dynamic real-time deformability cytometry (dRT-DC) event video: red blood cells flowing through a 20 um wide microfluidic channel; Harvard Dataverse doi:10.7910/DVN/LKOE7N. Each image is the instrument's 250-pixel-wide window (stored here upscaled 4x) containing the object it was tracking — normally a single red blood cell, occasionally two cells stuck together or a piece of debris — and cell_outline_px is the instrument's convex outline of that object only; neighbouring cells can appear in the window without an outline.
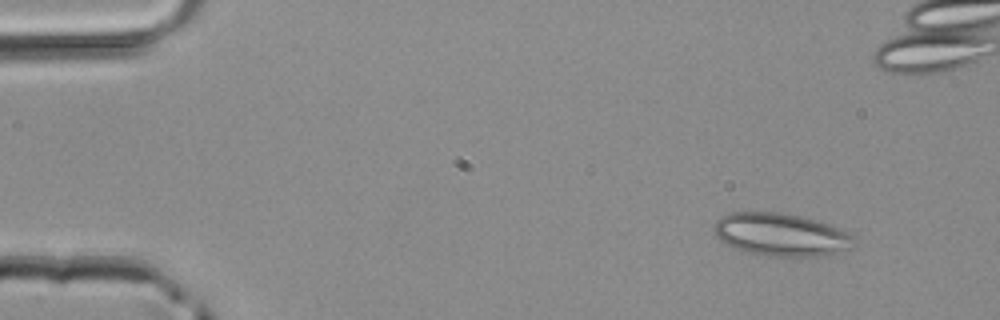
{"species": "common noctule bat (a hibernating species)", "species_latin": "Nyctalus noctula", "temperature_condition": "room temperature", "stored_images_in_passage": 3, "camera_frame_rate_fps": 3000, "um_per_image_px": 0.085, "animal": {"sex": "male", "body_mass_g": 20.4}, "frame": {"image": 1, "passage_image": 1, "time_ms": 0.0, "image_size_px": [1000, 320], "cell_outline_px": [[856, 244], [852, 248], [820, 256], [768, 256], [744, 252], [732, 248], [720, 240], [716, 236], [712, 228], [716, 220], [720, 216], [732, 212], [780, 212], [800, 216], [816, 220], [840, 228], [856, 236]], "centroid_in_image_um": [66.37, 19.94], "position_along_channel_um": 18.6, "area_um2": 35.37}}